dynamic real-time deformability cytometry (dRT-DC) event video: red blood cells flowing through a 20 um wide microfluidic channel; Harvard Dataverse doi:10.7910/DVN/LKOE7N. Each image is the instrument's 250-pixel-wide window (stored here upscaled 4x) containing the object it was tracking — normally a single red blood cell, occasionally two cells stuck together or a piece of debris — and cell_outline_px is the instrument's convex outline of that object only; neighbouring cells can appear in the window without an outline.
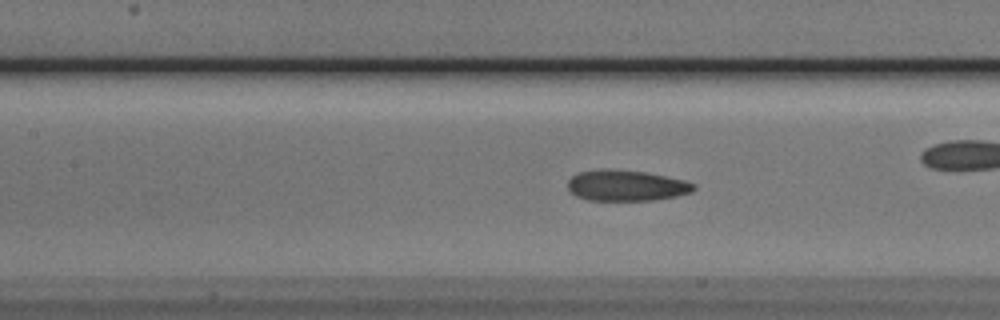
{"species": "Egyptian fruit bat (a non-hibernating species)", "species_latin": "Rousettus aegyptiacus", "temperature_condition": "cold", "stored_images_in_passage": 56, "camera_frame_rate_fps": 3000, "um_per_image_px": 0.085, "animal": {"sex": "male"}, "frame": {"image": 1, "passage_image": 25, "time_ms": 8.0, "image_size_px": [1000, 320], "cell_outline_px": [[696, 188], [692, 192], [676, 196], [656, 200], [588, 200], [576, 196], [568, 188], [568, 180], [576, 172], [604, 168], [608, 168], [644, 172], [684, 180], [696, 184]], "centroid_in_image_um": [53.22, 15.76], "position_along_channel_um": 154.2, "area_um2": 22.77}, "authors_computed_cell_mechanics": {"area_um2": 22.831, "velocity_mm_per_s": 3.7641, "shape_relaxation_time_tau1_ms": 6.4184, "shape_relaxation_time_tau2_ms": 2.6974, "deformation_change_tau1": 0.1662, "deformation_change_tau2": 0.1001}}